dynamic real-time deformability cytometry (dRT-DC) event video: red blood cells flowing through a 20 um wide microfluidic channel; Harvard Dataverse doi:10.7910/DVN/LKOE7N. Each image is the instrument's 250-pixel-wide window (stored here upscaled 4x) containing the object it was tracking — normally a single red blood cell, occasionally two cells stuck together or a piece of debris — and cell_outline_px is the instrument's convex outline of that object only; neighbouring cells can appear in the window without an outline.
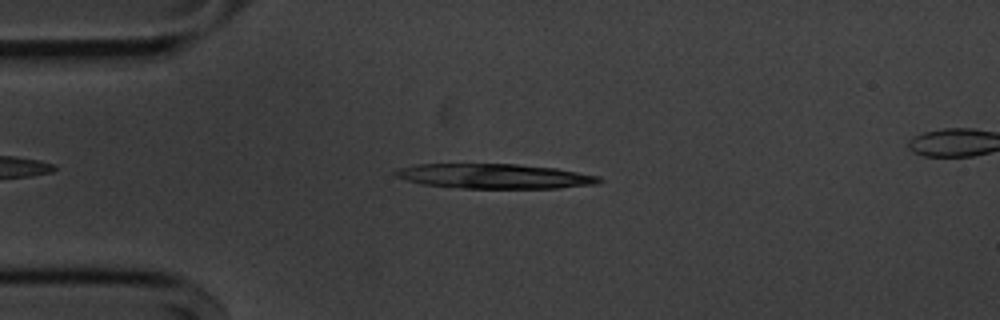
{"species": "common noctule bat (a hibernating species)", "species_latin": "Nyctalus noctula", "temperature_condition": "cold", "stored_images_in_passage": 13, "camera_frame_rate_fps": 3000, "um_per_image_px": 0.085, "animal": {"sex": "male", "body_mass_g": 20.1, "forearm_length_mm": 53.5}, "frame": {"image": 1, "passage_image": 10, "time_ms": 3.0, "image_size_px": [1000, 320], "cell_outline_px": [[604, 180], [596, 184], [560, 188], [464, 188], [420, 184], [396, 176], [392, 172], [400, 168], [416, 164], [516, 164], [556, 168], [600, 176]], "centroid_in_image_um": [42.06, 14.97], "position_along_channel_um": 42.9, "area_um2": 29.36}}